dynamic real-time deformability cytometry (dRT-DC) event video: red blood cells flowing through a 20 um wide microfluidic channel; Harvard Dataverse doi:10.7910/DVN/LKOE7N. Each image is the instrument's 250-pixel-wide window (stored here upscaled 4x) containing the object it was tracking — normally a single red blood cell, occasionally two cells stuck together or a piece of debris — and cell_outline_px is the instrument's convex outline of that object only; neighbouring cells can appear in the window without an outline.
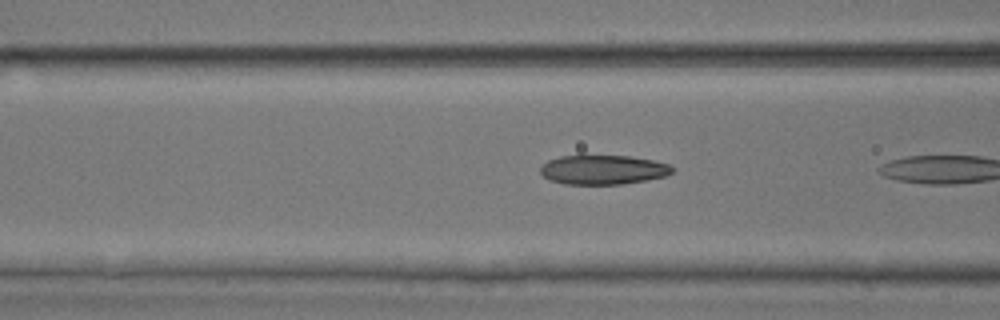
{"species": "common noctule bat (a hibernating species)", "species_latin": "Nyctalus noctula", "temperature_condition": "room temperature", "stored_images_in_passage": 4, "camera_frame_rate_fps": 3000, "um_per_image_px": 0.085, "animal": {"sex": "male", "body_mass_g": 17.9, "forearm_length_mm": 54.2}, "frame": {"image": 1, "passage_image": 3, "time_ms": 0.667, "image_size_px": [1000, 320], "cell_outline_px": [[676, 168], [672, 172], [664, 176], [648, 180], [624, 184], [564, 184], [548, 180], [540, 172], [540, 168], [548, 160], [560, 156], [628, 156], [652, 160], [668, 164]], "centroid_in_image_um": [51.26, 14.44], "position_along_channel_um": 115.3, "area_um2": 22.54}}